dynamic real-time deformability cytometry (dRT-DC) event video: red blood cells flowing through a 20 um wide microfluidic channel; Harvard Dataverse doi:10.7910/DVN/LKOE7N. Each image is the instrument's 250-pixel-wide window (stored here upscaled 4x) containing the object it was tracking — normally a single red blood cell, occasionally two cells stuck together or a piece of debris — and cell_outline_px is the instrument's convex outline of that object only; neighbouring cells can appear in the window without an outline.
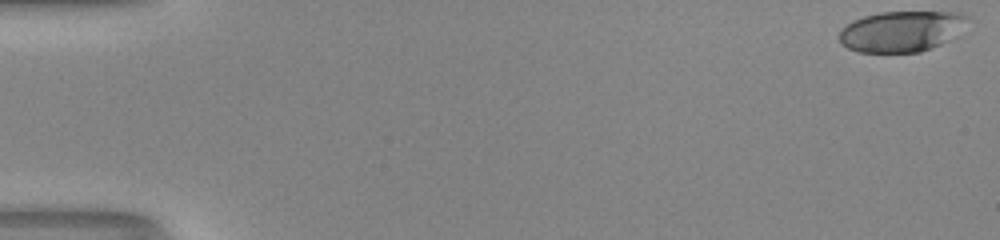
{"species": "human", "species_latin": "Homo sapiens", "temperature_condition": "room temperature", "stored_images_in_passage": 52, "camera_frame_rate_fps": 3000, "um_per_image_px": 0.085, "donor": {"sex": "male"}, "frame": {"image": 1, "passage_image": 1, "time_ms": 0.0, "image_size_px": [1000, 240], "cell_outline_px": [[972, 16], [948, 40], [932, 48], [920, 52], [860, 52], [848, 48], [840, 44], [840, 32], [852, 20], [864, 16], [880, 12], [960, 12]], "centroid_in_image_um": [76.61, 2.65], "position_along_channel_um": 8.4, "area_um2": 30.23}}
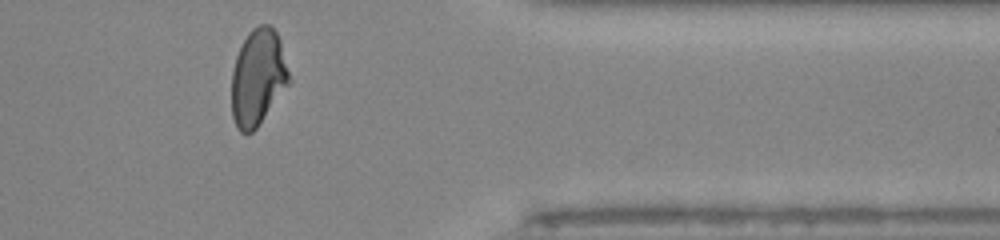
{"frame": {"image": 2, "passage_image": 43, "time_ms": 14.0, "image_size_px": [1000, 240], "cell_outline_px": [[292, 80], [256, 128], [252, 132], [240, 132], [236, 128], [232, 116], [232, 72], [236, 56], [248, 32], [252, 28], [260, 24], [268, 24], [276, 32], [280, 40]], "centroid_in_image_um": [21.93, 6.57], "position_along_channel_um": 389.5, "area_um2": 32.25}}
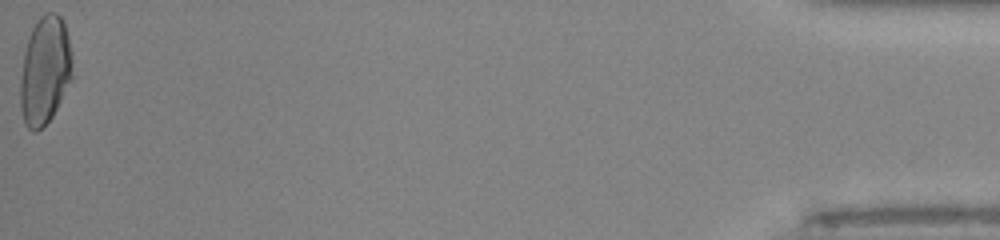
{"frame": {"image": 3, "passage_image": 52, "time_ms": 17.0, "image_size_px": [1000, 240], "cell_outline_px": [[72, 80], [52, 116], [36, 132], [32, 132], [24, 124], [20, 108], [20, 76], [24, 52], [28, 36], [36, 20], [44, 12], [56, 12], [60, 16], [64, 24], [68, 36], [72, 60]], "centroid_in_image_um": [3.8, 5.98], "position_along_channel_um": 431.4, "area_um2": 33.12}, "authors_computed_cell_mechanics": {"area_um2": 32.2524, "velocity_mm_per_s": 4.1393, "shape_relaxation_time_tau1_ms": null, "shape_relaxation_time_tau2_ms": 1.7526, "deformation_change_tau1": null, "deformation_change_tau2": 0.0717}}